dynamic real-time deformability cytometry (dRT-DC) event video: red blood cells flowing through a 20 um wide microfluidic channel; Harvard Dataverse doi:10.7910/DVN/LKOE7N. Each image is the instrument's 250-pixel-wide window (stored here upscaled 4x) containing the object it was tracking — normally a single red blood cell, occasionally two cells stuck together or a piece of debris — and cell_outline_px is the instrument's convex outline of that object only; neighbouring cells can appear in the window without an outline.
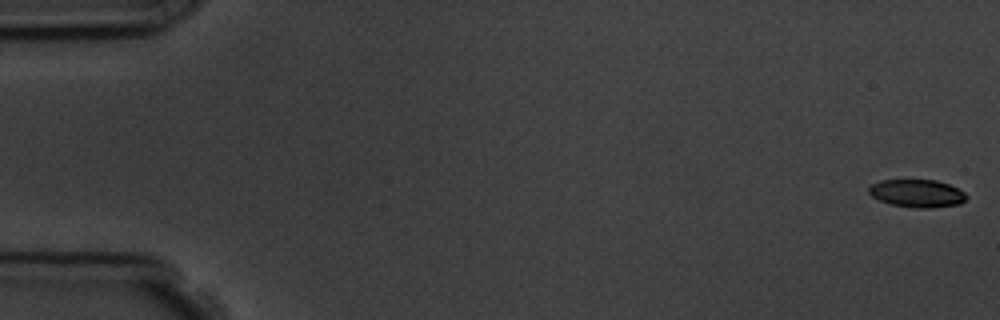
{"species": "common noctule bat (a hibernating species)", "species_latin": "Nyctalus noctula", "temperature_condition": "room temperature", "stored_images_in_passage": 4, "camera_frame_rate_fps": 3000, "um_per_image_px": 0.085, "animal": {"sex": "male", "body_mass_g": 19.5, "forearm_length_mm": 54.6}, "frame": {"image": 1, "passage_image": 1, "time_ms": 0.0, "image_size_px": [1000, 320], "cell_outline_px": [[968, 196], [960, 204], [932, 208], [916, 208], [892, 204], [880, 200], [872, 196], [868, 192], [868, 188], [872, 184], [880, 180], [936, 180], [948, 184], [964, 192]], "centroid_in_image_um": [77.95, 16.43], "position_along_channel_um": 7.0, "area_um2": 15.72}}